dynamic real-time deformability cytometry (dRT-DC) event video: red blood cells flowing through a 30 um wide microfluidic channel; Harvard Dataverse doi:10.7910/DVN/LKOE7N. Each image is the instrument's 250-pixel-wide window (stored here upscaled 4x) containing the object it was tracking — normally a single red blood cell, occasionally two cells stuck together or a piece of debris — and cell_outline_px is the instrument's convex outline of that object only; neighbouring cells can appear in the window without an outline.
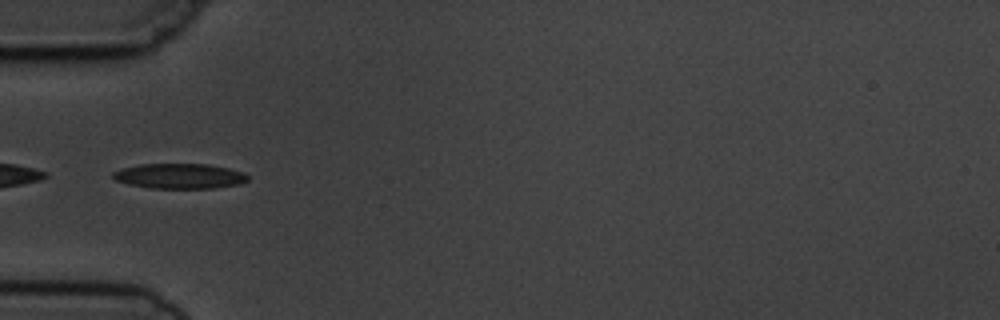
{"species": "common noctule bat (a hibernating species)", "species_latin": "Nyctalus noctula", "temperature_condition": "cold", "stored_images_in_passage": 7, "camera_frame_rate_fps": 3000, "um_per_image_px": 0.085, "animal": {"sex": "male", "body_mass_g": 19.5, "forearm_length_mm": 54.6}, "frame": {"image": 1, "passage_image": 5, "time_ms": 4.667, "image_size_px": [1000, 320], "cell_outline_px": [[248, 180], [240, 184], [212, 188], [148, 188], [128, 184], [116, 180], [112, 176], [112, 172], [124, 168], [140, 164], [208, 164], [228, 168], [244, 172], [248, 176]], "centroid_in_image_um": [15.27, 14.97], "position_along_channel_um": 69.7, "area_um2": 19.71}}
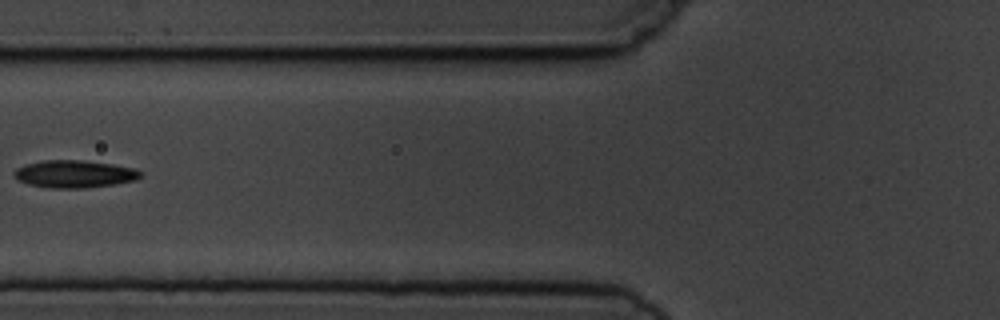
{"frame": {"image": 2, "passage_image": 6, "time_ms": 6.0, "image_size_px": [1000, 320], "cell_outline_px": [[140, 176], [136, 180], [112, 184], [84, 188], [48, 188], [28, 184], [16, 180], [12, 172], [16, 168], [24, 164], [44, 160], [84, 160], [112, 164], [136, 168], [140, 172]], "centroid_in_image_um": [6.26, 14.78], "position_along_channel_um": 119.5, "area_um2": 20.35}}
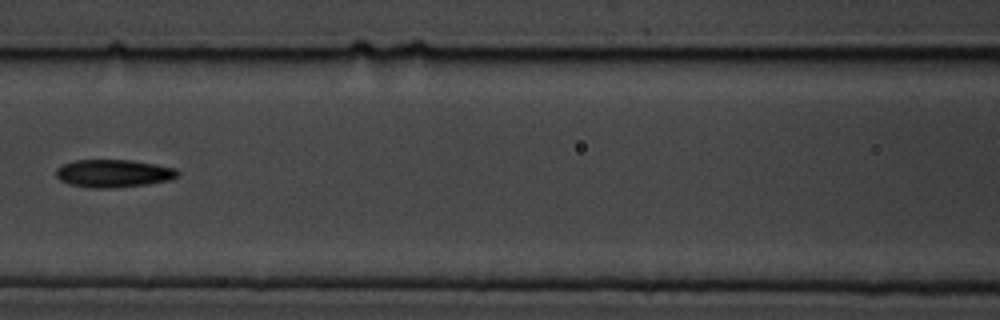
{"frame": {"image": 3, "passage_image": 7, "time_ms": 7.0, "image_size_px": [1000, 320], "cell_outline_px": [[180, 172], [176, 176], [168, 180], [148, 184], [116, 188], [92, 188], [72, 184], [60, 180], [56, 176], [56, 168], [64, 164], [76, 160], [132, 160], [156, 164], [176, 168]], "centroid_in_image_um": [9.66, 14.73], "position_along_channel_um": 156.9, "area_um2": 19.65}}